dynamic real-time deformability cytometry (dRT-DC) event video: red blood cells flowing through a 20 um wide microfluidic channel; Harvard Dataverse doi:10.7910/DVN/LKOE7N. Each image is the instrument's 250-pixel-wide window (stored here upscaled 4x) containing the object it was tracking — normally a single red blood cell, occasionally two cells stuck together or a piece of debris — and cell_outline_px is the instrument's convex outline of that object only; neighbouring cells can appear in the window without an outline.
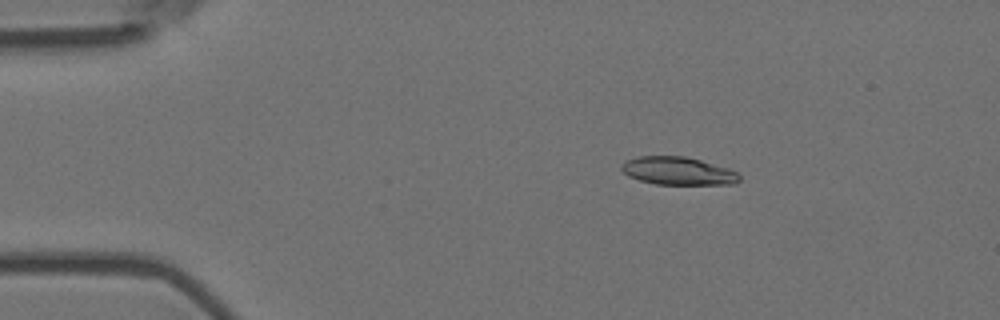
{"species": "Egyptian fruit bat (a non-hibernating species)", "species_latin": "Rousettus aegyptiacus", "temperature_condition": "room temperature", "stored_images_in_passage": 4, "camera_frame_rate_fps": 3000, "um_per_image_px": 0.085, "animal": {"sex": "female"}, "frame": {"image": 1, "passage_image": 3, "time_ms": 0.667, "image_size_px": [1000, 320], "cell_outline_px": [[740, 180], [736, 184], [656, 184], [640, 180], [628, 176], [620, 168], [620, 164], [624, 160], [636, 156], [684, 156], [700, 160], [728, 168], [736, 172], [740, 176]], "centroid_in_image_um": [57.59, 14.52], "position_along_channel_um": 27.4, "area_um2": 19.25}}